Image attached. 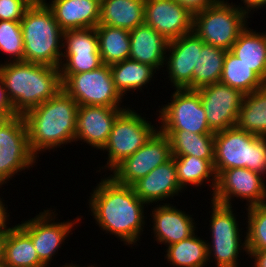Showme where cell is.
Segmentation results:
<instances>
[{"label":"cell","instance_id":"obj_1","mask_svg":"<svg viewBox=\"0 0 266 267\" xmlns=\"http://www.w3.org/2000/svg\"><path fill=\"white\" fill-rule=\"evenodd\" d=\"M92 191L88 205L99 228L126 245H136L146 224V203L138 198L133 187L117 183L109 175L101 178Z\"/></svg>","mask_w":266,"mask_h":267},{"label":"cell","instance_id":"obj_2","mask_svg":"<svg viewBox=\"0 0 266 267\" xmlns=\"http://www.w3.org/2000/svg\"><path fill=\"white\" fill-rule=\"evenodd\" d=\"M77 102L61 89L53 98L24 115L31 152L39 158L41 151L55 150L75 142Z\"/></svg>","mask_w":266,"mask_h":267},{"label":"cell","instance_id":"obj_3","mask_svg":"<svg viewBox=\"0 0 266 267\" xmlns=\"http://www.w3.org/2000/svg\"><path fill=\"white\" fill-rule=\"evenodd\" d=\"M0 77L16 115L24 116L62 89L60 68L44 64L6 60Z\"/></svg>","mask_w":266,"mask_h":267},{"label":"cell","instance_id":"obj_4","mask_svg":"<svg viewBox=\"0 0 266 267\" xmlns=\"http://www.w3.org/2000/svg\"><path fill=\"white\" fill-rule=\"evenodd\" d=\"M20 23L24 61L60 68L64 31L46 3L43 0L33 3Z\"/></svg>","mask_w":266,"mask_h":267},{"label":"cell","instance_id":"obj_5","mask_svg":"<svg viewBox=\"0 0 266 267\" xmlns=\"http://www.w3.org/2000/svg\"><path fill=\"white\" fill-rule=\"evenodd\" d=\"M214 169L216 175L231 168H247L265 176L266 137L236 126L215 132Z\"/></svg>","mask_w":266,"mask_h":267},{"label":"cell","instance_id":"obj_6","mask_svg":"<svg viewBox=\"0 0 266 267\" xmlns=\"http://www.w3.org/2000/svg\"><path fill=\"white\" fill-rule=\"evenodd\" d=\"M248 19L249 16L232 3L218 0L193 15V31L205 43L230 51L239 34L248 27Z\"/></svg>","mask_w":266,"mask_h":267},{"label":"cell","instance_id":"obj_7","mask_svg":"<svg viewBox=\"0 0 266 267\" xmlns=\"http://www.w3.org/2000/svg\"><path fill=\"white\" fill-rule=\"evenodd\" d=\"M145 117H142L134 109L125 108L116 118L107 144L103 151H107V167L111 172L123 160L133 155L159 130L151 125Z\"/></svg>","mask_w":266,"mask_h":267},{"label":"cell","instance_id":"obj_8","mask_svg":"<svg viewBox=\"0 0 266 267\" xmlns=\"http://www.w3.org/2000/svg\"><path fill=\"white\" fill-rule=\"evenodd\" d=\"M210 232L212 241L207 240L208 262L215 259L216 267H239V254H247L246 239L241 240L240 227L231 206L211 201ZM243 241V243H242ZM241 244V245H240ZM243 250H242V249ZM240 252V253H239ZM213 257V258H211Z\"/></svg>","mask_w":266,"mask_h":267},{"label":"cell","instance_id":"obj_9","mask_svg":"<svg viewBox=\"0 0 266 267\" xmlns=\"http://www.w3.org/2000/svg\"><path fill=\"white\" fill-rule=\"evenodd\" d=\"M61 80L62 89L79 106L124 108L120 107L124 97L115 88L110 65L103 64L97 69L78 74H61Z\"/></svg>","mask_w":266,"mask_h":267},{"label":"cell","instance_id":"obj_10","mask_svg":"<svg viewBox=\"0 0 266 267\" xmlns=\"http://www.w3.org/2000/svg\"><path fill=\"white\" fill-rule=\"evenodd\" d=\"M36 160L29 146L24 116L3 117L0 120V186L22 170L33 168Z\"/></svg>","mask_w":266,"mask_h":267},{"label":"cell","instance_id":"obj_11","mask_svg":"<svg viewBox=\"0 0 266 267\" xmlns=\"http://www.w3.org/2000/svg\"><path fill=\"white\" fill-rule=\"evenodd\" d=\"M171 102L160 108V131L185 130L197 134H215L209 126L200 94L196 90L174 89Z\"/></svg>","mask_w":266,"mask_h":267},{"label":"cell","instance_id":"obj_12","mask_svg":"<svg viewBox=\"0 0 266 267\" xmlns=\"http://www.w3.org/2000/svg\"><path fill=\"white\" fill-rule=\"evenodd\" d=\"M172 158L169 137L158 130L133 155L118 164L110 176L117 182L132 186L159 165Z\"/></svg>","mask_w":266,"mask_h":267},{"label":"cell","instance_id":"obj_13","mask_svg":"<svg viewBox=\"0 0 266 267\" xmlns=\"http://www.w3.org/2000/svg\"><path fill=\"white\" fill-rule=\"evenodd\" d=\"M263 175L247 168H231L217 175L212 200L232 207V198L246 199L247 207L266 202V185Z\"/></svg>","mask_w":266,"mask_h":267},{"label":"cell","instance_id":"obj_14","mask_svg":"<svg viewBox=\"0 0 266 267\" xmlns=\"http://www.w3.org/2000/svg\"><path fill=\"white\" fill-rule=\"evenodd\" d=\"M56 215L58 214H54L53 210L47 209L18 224L31 237L39 260L46 267H49V262L53 260L52 257L61 248L74 225L81 220L78 216L74 221L56 222Z\"/></svg>","mask_w":266,"mask_h":267},{"label":"cell","instance_id":"obj_15","mask_svg":"<svg viewBox=\"0 0 266 267\" xmlns=\"http://www.w3.org/2000/svg\"><path fill=\"white\" fill-rule=\"evenodd\" d=\"M196 91L200 94L208 126L213 132L236 125L245 94L220 82L206 85Z\"/></svg>","mask_w":266,"mask_h":267},{"label":"cell","instance_id":"obj_16","mask_svg":"<svg viewBox=\"0 0 266 267\" xmlns=\"http://www.w3.org/2000/svg\"><path fill=\"white\" fill-rule=\"evenodd\" d=\"M204 41L194 32L168 42L165 58L166 71L174 89L192 90L194 66L197 65L198 49ZM168 56V57H167Z\"/></svg>","mask_w":266,"mask_h":267},{"label":"cell","instance_id":"obj_17","mask_svg":"<svg viewBox=\"0 0 266 267\" xmlns=\"http://www.w3.org/2000/svg\"><path fill=\"white\" fill-rule=\"evenodd\" d=\"M145 23L167 41L193 31V15L175 0H145Z\"/></svg>","mask_w":266,"mask_h":267},{"label":"cell","instance_id":"obj_18","mask_svg":"<svg viewBox=\"0 0 266 267\" xmlns=\"http://www.w3.org/2000/svg\"><path fill=\"white\" fill-rule=\"evenodd\" d=\"M125 108L78 106L75 141H82L102 151L107 144L117 116Z\"/></svg>","mask_w":266,"mask_h":267},{"label":"cell","instance_id":"obj_19","mask_svg":"<svg viewBox=\"0 0 266 267\" xmlns=\"http://www.w3.org/2000/svg\"><path fill=\"white\" fill-rule=\"evenodd\" d=\"M170 203L157 204L152 209L151 217L153 219V234L158 244L169 246L189 238L196 231L195 221L192 215L178 210L176 206Z\"/></svg>","mask_w":266,"mask_h":267},{"label":"cell","instance_id":"obj_20","mask_svg":"<svg viewBox=\"0 0 266 267\" xmlns=\"http://www.w3.org/2000/svg\"><path fill=\"white\" fill-rule=\"evenodd\" d=\"M139 199L147 205L177 196L183 190L178 184L176 164L172 157L132 185Z\"/></svg>","mask_w":266,"mask_h":267},{"label":"cell","instance_id":"obj_21","mask_svg":"<svg viewBox=\"0 0 266 267\" xmlns=\"http://www.w3.org/2000/svg\"><path fill=\"white\" fill-rule=\"evenodd\" d=\"M46 5L52 10L63 31L96 28L99 25L101 0H52Z\"/></svg>","mask_w":266,"mask_h":267},{"label":"cell","instance_id":"obj_22","mask_svg":"<svg viewBox=\"0 0 266 267\" xmlns=\"http://www.w3.org/2000/svg\"><path fill=\"white\" fill-rule=\"evenodd\" d=\"M130 32L129 59L147 64L156 71L164 66L168 42L161 34L146 23Z\"/></svg>","mask_w":266,"mask_h":267},{"label":"cell","instance_id":"obj_23","mask_svg":"<svg viewBox=\"0 0 266 267\" xmlns=\"http://www.w3.org/2000/svg\"><path fill=\"white\" fill-rule=\"evenodd\" d=\"M145 0H101L99 24L128 31L145 23Z\"/></svg>","mask_w":266,"mask_h":267},{"label":"cell","instance_id":"obj_24","mask_svg":"<svg viewBox=\"0 0 266 267\" xmlns=\"http://www.w3.org/2000/svg\"><path fill=\"white\" fill-rule=\"evenodd\" d=\"M245 28L230 52L254 70L266 82V38L261 32Z\"/></svg>","mask_w":266,"mask_h":267},{"label":"cell","instance_id":"obj_25","mask_svg":"<svg viewBox=\"0 0 266 267\" xmlns=\"http://www.w3.org/2000/svg\"><path fill=\"white\" fill-rule=\"evenodd\" d=\"M3 264L6 267H46L39 260L31 237L18 224L7 230Z\"/></svg>","mask_w":266,"mask_h":267},{"label":"cell","instance_id":"obj_26","mask_svg":"<svg viewBox=\"0 0 266 267\" xmlns=\"http://www.w3.org/2000/svg\"><path fill=\"white\" fill-rule=\"evenodd\" d=\"M176 164L177 181L182 190L188 186H201L210 181L214 192L217 175L214 169V159H202L195 156H172ZM211 177V178H210ZM210 179V180H209Z\"/></svg>","mask_w":266,"mask_h":267},{"label":"cell","instance_id":"obj_27","mask_svg":"<svg viewBox=\"0 0 266 267\" xmlns=\"http://www.w3.org/2000/svg\"><path fill=\"white\" fill-rule=\"evenodd\" d=\"M110 68L115 88L122 97L129 91L142 90L156 73L153 67L131 59L112 64Z\"/></svg>","mask_w":266,"mask_h":267},{"label":"cell","instance_id":"obj_28","mask_svg":"<svg viewBox=\"0 0 266 267\" xmlns=\"http://www.w3.org/2000/svg\"><path fill=\"white\" fill-rule=\"evenodd\" d=\"M235 126L246 132L266 137V84L244 95Z\"/></svg>","mask_w":266,"mask_h":267},{"label":"cell","instance_id":"obj_29","mask_svg":"<svg viewBox=\"0 0 266 267\" xmlns=\"http://www.w3.org/2000/svg\"><path fill=\"white\" fill-rule=\"evenodd\" d=\"M161 132L169 137L172 156L214 159L215 134H197L185 130Z\"/></svg>","mask_w":266,"mask_h":267},{"label":"cell","instance_id":"obj_30","mask_svg":"<svg viewBox=\"0 0 266 267\" xmlns=\"http://www.w3.org/2000/svg\"><path fill=\"white\" fill-rule=\"evenodd\" d=\"M96 31L103 64L112 65L129 59L130 32L128 30L99 24Z\"/></svg>","mask_w":266,"mask_h":267},{"label":"cell","instance_id":"obj_31","mask_svg":"<svg viewBox=\"0 0 266 267\" xmlns=\"http://www.w3.org/2000/svg\"><path fill=\"white\" fill-rule=\"evenodd\" d=\"M226 53L227 50L207 43H204L202 49H198L197 65L193 69L192 90L220 81Z\"/></svg>","mask_w":266,"mask_h":267},{"label":"cell","instance_id":"obj_32","mask_svg":"<svg viewBox=\"0 0 266 267\" xmlns=\"http://www.w3.org/2000/svg\"><path fill=\"white\" fill-rule=\"evenodd\" d=\"M195 233L189 238L166 246L165 259L173 267H204L208 264L207 241Z\"/></svg>","mask_w":266,"mask_h":267},{"label":"cell","instance_id":"obj_33","mask_svg":"<svg viewBox=\"0 0 266 267\" xmlns=\"http://www.w3.org/2000/svg\"><path fill=\"white\" fill-rule=\"evenodd\" d=\"M231 88L239 89L243 94L262 88L266 82L230 51H227L221 79L219 81Z\"/></svg>","mask_w":266,"mask_h":267},{"label":"cell","instance_id":"obj_34","mask_svg":"<svg viewBox=\"0 0 266 267\" xmlns=\"http://www.w3.org/2000/svg\"><path fill=\"white\" fill-rule=\"evenodd\" d=\"M246 246L247 251L266 249V202L246 209Z\"/></svg>","mask_w":266,"mask_h":267},{"label":"cell","instance_id":"obj_35","mask_svg":"<svg viewBox=\"0 0 266 267\" xmlns=\"http://www.w3.org/2000/svg\"><path fill=\"white\" fill-rule=\"evenodd\" d=\"M0 51L9 54L10 62L24 61V42L20 22L0 21Z\"/></svg>","mask_w":266,"mask_h":267},{"label":"cell","instance_id":"obj_36","mask_svg":"<svg viewBox=\"0 0 266 267\" xmlns=\"http://www.w3.org/2000/svg\"><path fill=\"white\" fill-rule=\"evenodd\" d=\"M102 65L99 51L62 52L60 74H78Z\"/></svg>","mask_w":266,"mask_h":267},{"label":"cell","instance_id":"obj_37","mask_svg":"<svg viewBox=\"0 0 266 267\" xmlns=\"http://www.w3.org/2000/svg\"><path fill=\"white\" fill-rule=\"evenodd\" d=\"M62 49V52L99 51L96 28L64 31Z\"/></svg>","mask_w":266,"mask_h":267},{"label":"cell","instance_id":"obj_38","mask_svg":"<svg viewBox=\"0 0 266 267\" xmlns=\"http://www.w3.org/2000/svg\"><path fill=\"white\" fill-rule=\"evenodd\" d=\"M32 4L30 0H0V21L20 22Z\"/></svg>","mask_w":266,"mask_h":267},{"label":"cell","instance_id":"obj_39","mask_svg":"<svg viewBox=\"0 0 266 267\" xmlns=\"http://www.w3.org/2000/svg\"><path fill=\"white\" fill-rule=\"evenodd\" d=\"M185 7L192 15L202 12L206 8L215 4L218 0H175Z\"/></svg>","mask_w":266,"mask_h":267},{"label":"cell","instance_id":"obj_40","mask_svg":"<svg viewBox=\"0 0 266 267\" xmlns=\"http://www.w3.org/2000/svg\"><path fill=\"white\" fill-rule=\"evenodd\" d=\"M0 113L4 117H10L16 115L14 113L13 106L7 96V92L1 77H0Z\"/></svg>","mask_w":266,"mask_h":267},{"label":"cell","instance_id":"obj_41","mask_svg":"<svg viewBox=\"0 0 266 267\" xmlns=\"http://www.w3.org/2000/svg\"><path fill=\"white\" fill-rule=\"evenodd\" d=\"M241 2L244 4L245 7L241 5L238 6L236 4L234 5L237 6L240 10H242L247 16L252 13L250 12L251 10L255 11L256 9L257 11V9L259 10V8L261 9V7H266V0H241Z\"/></svg>","mask_w":266,"mask_h":267},{"label":"cell","instance_id":"obj_42","mask_svg":"<svg viewBox=\"0 0 266 267\" xmlns=\"http://www.w3.org/2000/svg\"><path fill=\"white\" fill-rule=\"evenodd\" d=\"M247 255L254 259L252 267H266V249L258 251H247Z\"/></svg>","mask_w":266,"mask_h":267},{"label":"cell","instance_id":"obj_43","mask_svg":"<svg viewBox=\"0 0 266 267\" xmlns=\"http://www.w3.org/2000/svg\"><path fill=\"white\" fill-rule=\"evenodd\" d=\"M3 198L0 197V231H7L9 230L11 227H8V221L10 218V215L7 211V207H5L4 205V200H2Z\"/></svg>","mask_w":266,"mask_h":267},{"label":"cell","instance_id":"obj_44","mask_svg":"<svg viewBox=\"0 0 266 267\" xmlns=\"http://www.w3.org/2000/svg\"><path fill=\"white\" fill-rule=\"evenodd\" d=\"M6 234L7 231H0V264L4 263Z\"/></svg>","mask_w":266,"mask_h":267},{"label":"cell","instance_id":"obj_45","mask_svg":"<svg viewBox=\"0 0 266 267\" xmlns=\"http://www.w3.org/2000/svg\"><path fill=\"white\" fill-rule=\"evenodd\" d=\"M62 267H80V266L79 265H76V264L73 265V263H71V264L70 263L69 264L66 263ZM87 267H95V265L94 266L93 265H90V266H87Z\"/></svg>","mask_w":266,"mask_h":267},{"label":"cell","instance_id":"obj_46","mask_svg":"<svg viewBox=\"0 0 266 267\" xmlns=\"http://www.w3.org/2000/svg\"><path fill=\"white\" fill-rule=\"evenodd\" d=\"M32 3H36V2H39L41 0H30Z\"/></svg>","mask_w":266,"mask_h":267},{"label":"cell","instance_id":"obj_47","mask_svg":"<svg viewBox=\"0 0 266 267\" xmlns=\"http://www.w3.org/2000/svg\"><path fill=\"white\" fill-rule=\"evenodd\" d=\"M4 116L0 113V120L3 118Z\"/></svg>","mask_w":266,"mask_h":267}]
</instances>
